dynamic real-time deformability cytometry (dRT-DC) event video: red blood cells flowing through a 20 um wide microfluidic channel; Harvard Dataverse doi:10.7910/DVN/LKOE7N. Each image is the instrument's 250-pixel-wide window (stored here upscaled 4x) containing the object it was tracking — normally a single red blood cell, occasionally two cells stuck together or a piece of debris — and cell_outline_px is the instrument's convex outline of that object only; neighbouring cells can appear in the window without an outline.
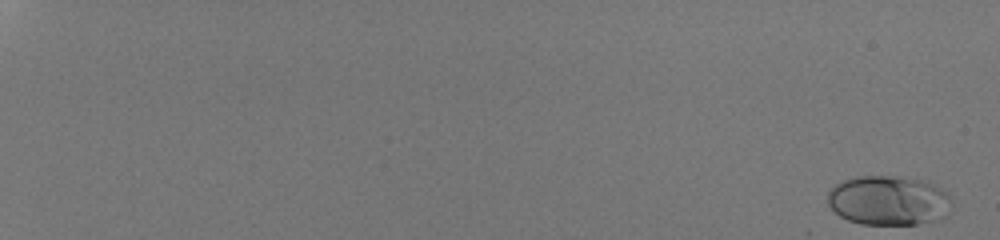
{"species": "human", "species_latin": "Homo sapiens", "temperature_condition": "room temperature", "stored_images_in_passage": 52, "camera_frame_rate_fps": 3000, "um_per_image_px": 0.085, "donor": {"sex": "male"}, "frame": {"image": 1, "passage_image": 1, "time_ms": 0.0, "image_size_px": [1000, 240], "cell_outline_px": [[952, 204], [948, 216], [940, 220], [916, 224], [860, 224], [848, 220], [840, 216], [828, 204], [828, 192], [836, 184], [844, 180], [856, 176], [896, 176], [920, 180], [932, 184], [940, 188], [952, 196]], "centroid_in_image_um": [75.57, 17.05], "position_along_channel_um": 9.4, "area_um2": 36.13}}
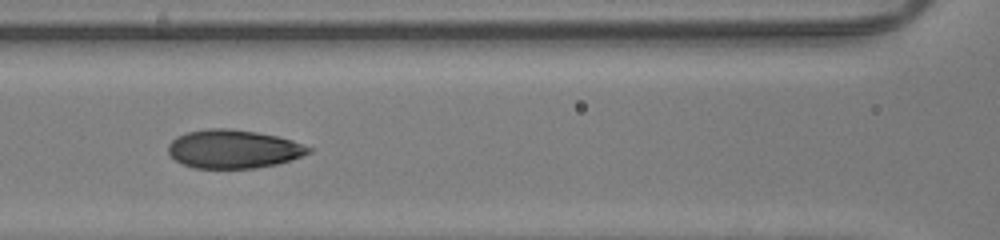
{"frame": {"image": 2, "passage_image": 30, "time_ms": 9.667, "image_size_px": [1000, 240], "cell_outline_px": [[312, 152], [292, 160], [276, 164], [256, 168], [192, 168], [176, 160], [168, 152], [168, 144], [176, 136], [188, 132], [208, 128], [228, 128], [256, 132], [276, 136], [292, 140], [312, 148]], "centroid_in_image_um": [19.84, 12.67], "position_along_channel_um": 146.8, "area_um2": 31.5}}
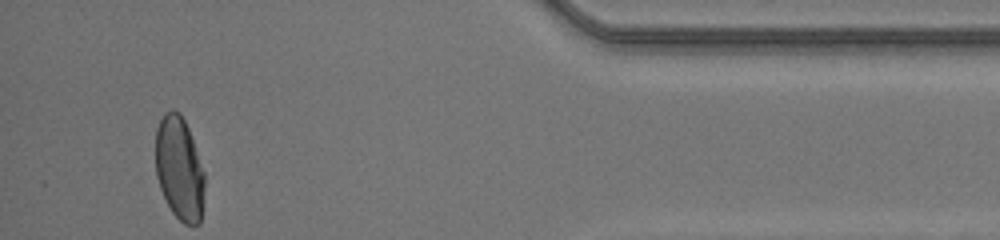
{"frame": {"image": 3, "passage_image": 52, "time_ms": 17.0, "image_size_px": [1000, 240], "cell_outline_px": [[204, 188], [200, 224], [184, 224], [172, 212], [160, 188], [156, 176], [156, 128], [164, 112], [180, 112], [188, 128], [204, 172]], "centroid_in_image_um": [15.24, 14.33], "position_along_channel_um": 420.0, "area_um2": 29.19}, "authors_computed_cell_mechanics": {"area_um2": 31.79, "velocity_mm_per_s": 4.2321, "shape_relaxation_time_tau1_ms": 4.2909, "shape_relaxation_time_tau2_ms": 0.69, "deformation_change_tau1": 0.1791, "deformation_change_tau2": 0.0463}}